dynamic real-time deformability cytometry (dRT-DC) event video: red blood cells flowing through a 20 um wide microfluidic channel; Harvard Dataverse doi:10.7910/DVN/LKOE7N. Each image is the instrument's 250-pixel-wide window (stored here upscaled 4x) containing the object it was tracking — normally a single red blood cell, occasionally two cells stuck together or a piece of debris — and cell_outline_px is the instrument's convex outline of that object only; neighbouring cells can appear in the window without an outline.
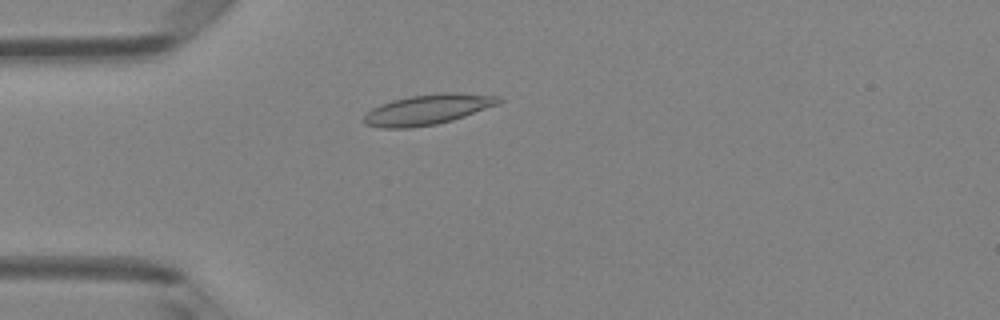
{"species": "Egyptian fruit bat (a non-hibernating species)", "species_latin": "Rousettus aegyptiacus", "temperature_condition": "room temperature", "stored_images_in_passage": 6, "camera_frame_rate_fps": 3000, "um_per_image_px": 0.085, "animal": {"sex": "female"}, "frame": {"image": 1, "passage_image": 4, "time_ms": 3.667, "image_size_px": [1000, 320], "cell_outline_px": [[504, 100], [500, 104], [452, 120], [436, 124], [408, 128], [380, 128], [364, 124], [364, 116], [372, 108], [380, 104], [392, 100], [408, 96], [440, 92], [460, 92], [500, 96]], "centroid_in_image_um": [36.39, 9.29], "position_along_channel_um": 48.6, "area_um2": 24.04}}
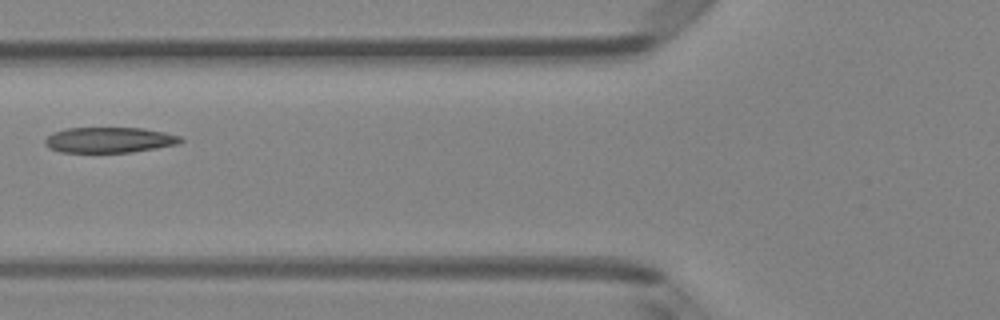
{"frame": {"image": 2, "passage_image": 6, "time_ms": 5.667, "image_size_px": [1000, 320], "cell_outline_px": [[184, 140], [180, 144], [132, 152], [60, 152], [48, 148], [44, 144], [44, 140], [52, 132], [68, 128], [144, 128], [164, 132], [180, 136]], "centroid_in_image_um": [9.29, 11.9], "position_along_channel_um": 116.5, "area_um2": 20.29}}